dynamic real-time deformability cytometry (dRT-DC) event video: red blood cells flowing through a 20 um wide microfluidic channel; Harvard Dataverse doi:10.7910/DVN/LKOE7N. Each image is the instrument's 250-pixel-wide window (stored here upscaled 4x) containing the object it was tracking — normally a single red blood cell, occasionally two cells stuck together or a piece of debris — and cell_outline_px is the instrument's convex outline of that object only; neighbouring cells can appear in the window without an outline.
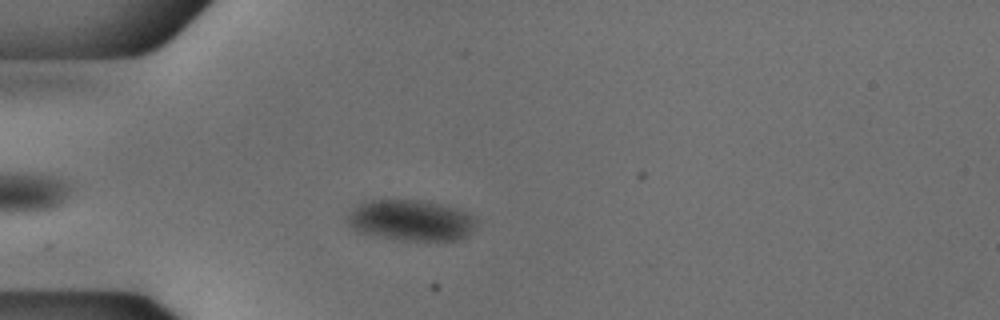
{"species": "common noctule bat (a hibernating species)", "species_latin": "Nyctalus noctula", "temperature_condition": "cold", "stored_images_in_passage": 45, "camera_frame_rate_fps": 3000, "um_per_image_px": 0.085, "animal": {"sex": "male", "body_mass_g": 18.8}, "frame": {"image": 1, "passage_image": 6, "time_ms": 1.667, "image_size_px": [1000, 320], "cell_outline_px": [[476, 224], [472, 232], [468, 236], [460, 240], [404, 240], [380, 236], [364, 232], [352, 228], [348, 224], [348, 216], [360, 204], [368, 200], [428, 200], [456, 208], [476, 216]], "centroid_in_image_um": [35.03, 18.72], "position_along_channel_um": 50.0, "area_um2": 30.52}}
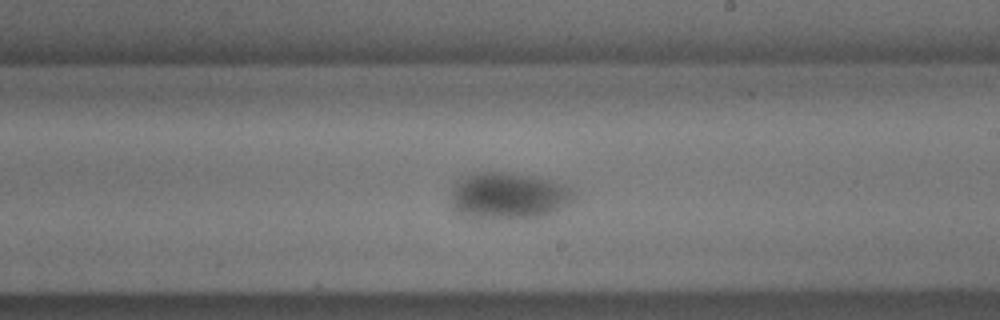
{"frame": {"image": 2, "passage_image": 23, "time_ms": 7.333, "image_size_px": [1000, 320], "cell_outline_px": [[576, 192], [568, 204], [552, 212], [540, 216], [468, 216], [456, 212], [452, 208], [452, 188], [456, 180], [476, 172], [504, 172], [548, 180], [572, 188]], "centroid_in_image_um": [43.18, 16.6], "position_along_channel_um": 245.8, "area_um2": 32.14}}
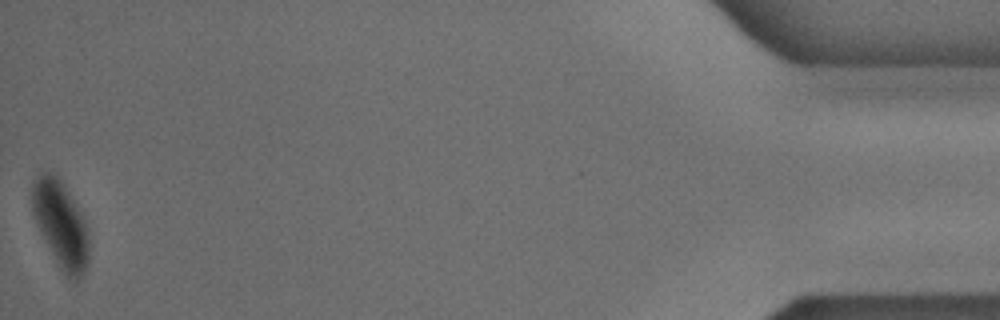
{"frame": {"image": 3, "passage_image": 45, "time_ms": 14.667, "image_size_px": [1000, 320], "cell_outline_px": [[88, 264], [84, 272], [76, 280], [68, 280], [60, 268], [36, 224], [32, 212], [32, 180], [36, 176], [44, 172], [60, 176], [84, 216], [88, 228]], "centroid_in_image_um": [5.17, 19.04], "position_along_channel_um": 430.0, "area_um2": 28.96}}